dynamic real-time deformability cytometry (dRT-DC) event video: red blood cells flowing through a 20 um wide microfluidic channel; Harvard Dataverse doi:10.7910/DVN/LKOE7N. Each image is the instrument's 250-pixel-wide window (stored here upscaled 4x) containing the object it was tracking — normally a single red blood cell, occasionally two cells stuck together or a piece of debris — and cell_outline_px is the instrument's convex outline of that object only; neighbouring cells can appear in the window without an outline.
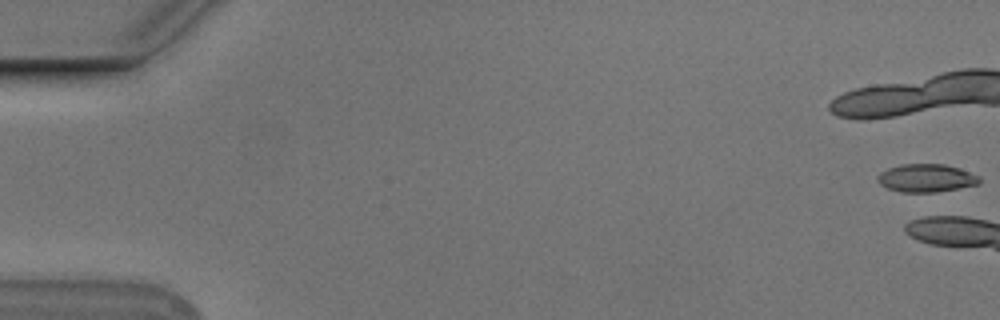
{"species": "Egyptian fruit bat (a non-hibernating species)", "species_latin": "Rousettus aegyptiacus", "temperature_condition": "cold", "stored_images_in_passage": 16, "camera_frame_rate_fps": 3000, "um_per_image_px": 0.085, "animal": {"sex": "male"}, "frame": {"image": 1, "passage_image": 1, "time_ms": 0.0, "image_size_px": [1000, 320], "cell_outline_px": [[980, 184], [936, 192], [900, 192], [888, 188], [880, 184], [876, 180], [876, 176], [880, 172], [888, 168], [900, 164], [944, 164], [960, 168], [980, 176]], "centroid_in_image_um": [78.72, 15.13], "position_along_channel_um": 6.3, "area_um2": 16.76}}